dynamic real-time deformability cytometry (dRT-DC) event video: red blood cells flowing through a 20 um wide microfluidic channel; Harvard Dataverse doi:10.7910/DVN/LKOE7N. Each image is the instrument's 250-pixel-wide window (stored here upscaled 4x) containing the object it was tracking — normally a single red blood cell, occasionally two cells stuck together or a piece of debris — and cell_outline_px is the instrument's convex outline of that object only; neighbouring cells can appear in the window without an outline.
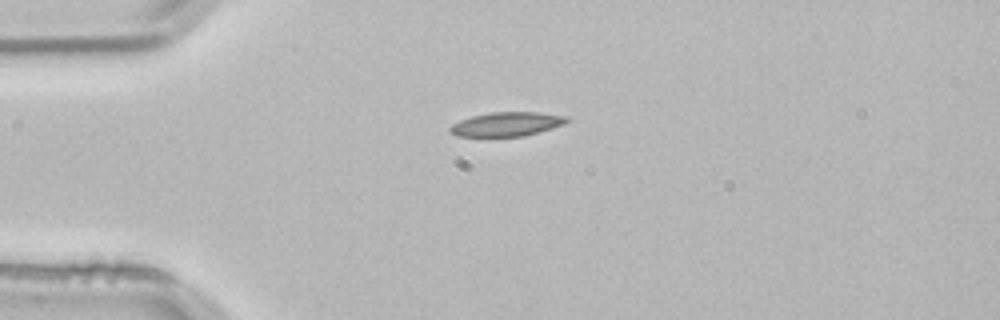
{"species": "common noctule bat (a hibernating species)", "species_latin": "Nyctalus noctula", "temperature_condition": "room temperature", "stored_images_in_passage": 2, "camera_frame_rate_fps": 3000, "um_per_image_px": 0.085, "animal": {"sex": "male", "body_mass_g": 21.5, "forearm_length_mm": 52.0}, "frame": {"image": 1, "passage_image": 1, "time_ms": 0.0, "image_size_px": [1000, 320], "cell_outline_px": [[572, 120], [564, 124], [552, 128], [524, 136], [456, 136], [448, 128], [452, 124], [460, 120], [472, 116], [492, 112], [536, 112], [568, 116]], "centroid_in_image_um": [43.11, 10.54], "position_along_channel_um": 41.9, "area_um2": 16.36}}